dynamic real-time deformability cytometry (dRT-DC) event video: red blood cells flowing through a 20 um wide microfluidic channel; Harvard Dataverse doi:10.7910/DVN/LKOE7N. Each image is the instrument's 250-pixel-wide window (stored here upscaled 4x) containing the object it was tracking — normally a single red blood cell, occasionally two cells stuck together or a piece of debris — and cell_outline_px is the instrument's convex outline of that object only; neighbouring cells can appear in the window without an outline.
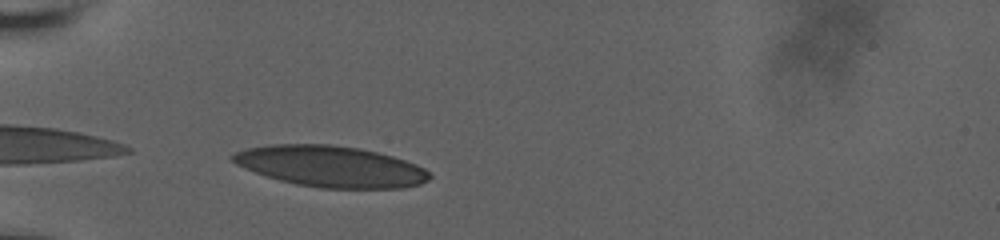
{"species": "human", "species_latin": "Homo sapiens", "temperature_condition": "room temperature", "stored_images_in_passage": 7, "camera_frame_rate_fps": 3000, "um_per_image_px": 0.085, "donor": {"sex": "male"}, "frame": {"image": 1, "passage_image": 3, "time_ms": 2.0, "image_size_px": [1000, 240], "cell_outline_px": [[432, 176], [428, 180], [420, 184], [404, 188], [320, 188], [296, 184], [280, 180], [244, 168], [236, 164], [228, 156], [236, 152], [248, 148], [268, 144], [332, 144], [360, 148], [392, 156], [416, 164], [424, 168]], "centroid_in_image_um": [28.11, 14.14], "position_along_channel_um": 56.9, "area_um2": 47.11}}
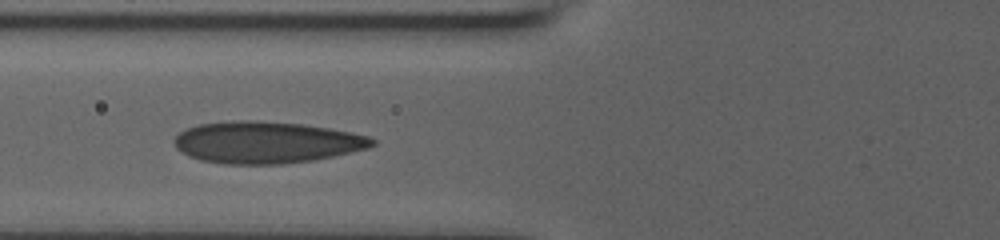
{"frame": {"image": 2, "passage_image": 5, "time_ms": 3.667, "image_size_px": [1000, 240], "cell_outline_px": [[376, 144], [368, 148], [332, 156], [312, 160], [284, 164], [228, 164], [200, 160], [188, 156], [176, 148], [172, 140], [180, 132], [196, 124], [232, 120], [260, 120], [304, 124], [352, 132], [368, 136], [376, 140]], "centroid_in_image_um": [22.62, 12.09], "position_along_channel_um": 103.2, "area_um2": 48.44}}
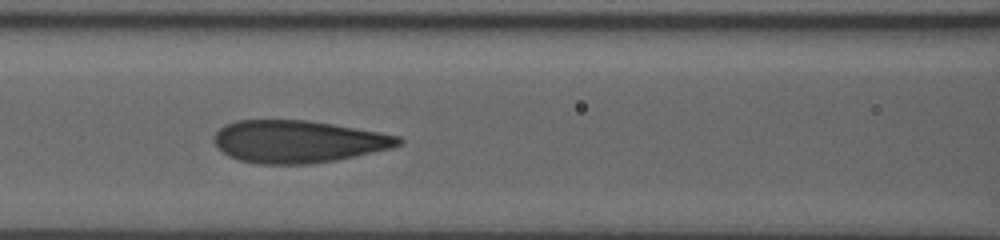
{"frame": {"image": 3, "passage_image": 6, "time_ms": 4.667, "image_size_px": [1000, 240], "cell_outline_px": [[404, 144], [392, 148], [356, 156], [336, 160], [308, 164], [256, 164], [240, 160], [228, 156], [212, 140], [212, 136], [224, 124], [236, 120], [308, 120], [380, 132], [400, 136], [404, 140]], "centroid_in_image_um": [25.35, 12.03], "position_along_channel_um": 141.3, "area_um2": 45.78}}